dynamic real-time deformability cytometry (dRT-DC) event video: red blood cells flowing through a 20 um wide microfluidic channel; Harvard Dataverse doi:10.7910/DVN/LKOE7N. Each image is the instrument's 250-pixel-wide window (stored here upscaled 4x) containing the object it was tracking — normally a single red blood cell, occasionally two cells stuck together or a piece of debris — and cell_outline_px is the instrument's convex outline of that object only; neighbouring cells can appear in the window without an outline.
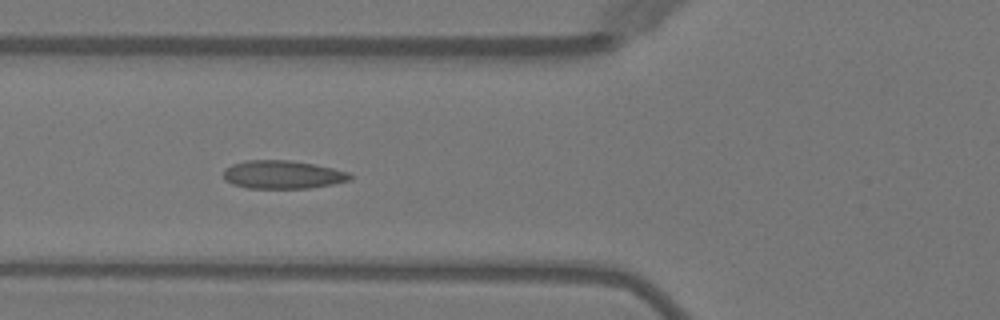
{"species": "Egyptian fruit bat (a non-hibernating species)", "species_latin": "Rousettus aegyptiacus", "temperature_condition": "warm", "stored_images_in_passage": 3, "camera_frame_rate_fps": 3000, "um_per_image_px": 0.085, "animal": {"sex": "female"}, "frame": {"image": 1, "passage_image": 2, "time_ms": 1.0, "image_size_px": [1000, 320], "cell_outline_px": [[352, 176], [348, 180], [332, 184], [308, 188], [248, 188], [232, 184], [224, 180], [224, 168], [232, 164], [244, 160], [292, 160], [316, 164], [348, 172]], "centroid_in_image_um": [23.98, 14.83], "position_along_channel_um": 101.8, "area_um2": 20.87}}
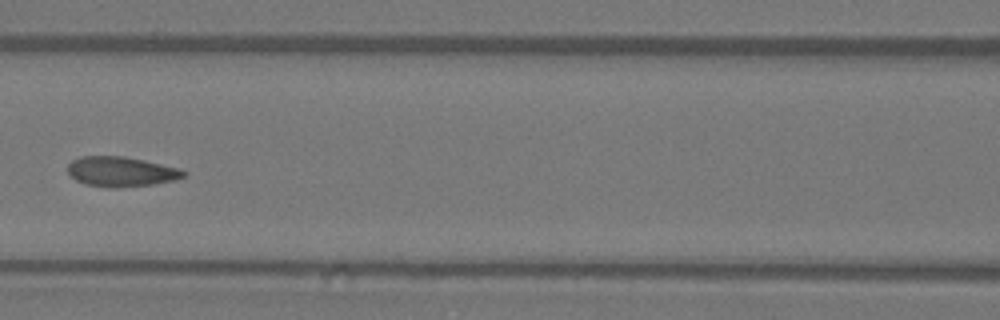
{"frame": {"image": 2, "passage_image": 3, "time_ms": 2.333, "image_size_px": [1000, 320], "cell_outline_px": [[188, 176], [172, 180], [152, 184], [116, 188], [108, 188], [84, 184], [68, 176], [68, 164], [72, 160], [80, 156], [124, 156], [144, 160], [180, 168], [188, 172]], "centroid_in_image_um": [10.28, 14.59], "position_along_channel_um": 156.3, "area_um2": 20.46}}